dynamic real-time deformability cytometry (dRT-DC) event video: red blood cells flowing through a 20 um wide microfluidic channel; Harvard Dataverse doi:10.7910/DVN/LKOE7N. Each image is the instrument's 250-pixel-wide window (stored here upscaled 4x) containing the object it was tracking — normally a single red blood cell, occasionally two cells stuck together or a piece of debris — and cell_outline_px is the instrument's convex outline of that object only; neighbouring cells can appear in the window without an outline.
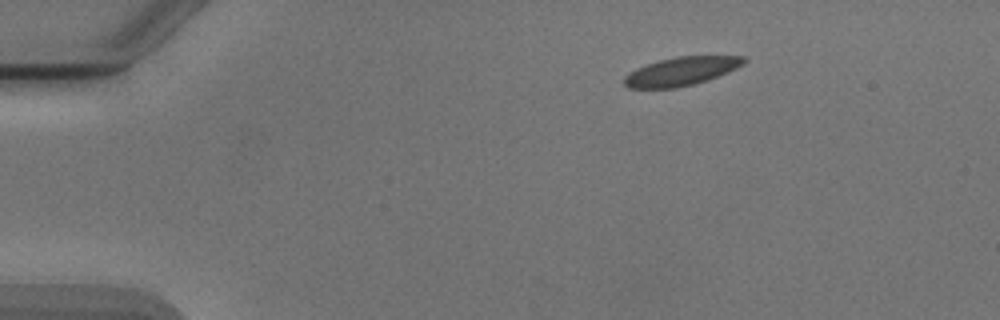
{"species": "Egyptian fruit bat (a non-hibernating species)", "species_latin": "Rousettus aegyptiacus", "temperature_condition": "cold", "stored_images_in_passage": 35, "camera_frame_rate_fps": 3000, "um_per_image_px": 0.085, "animal": {"sex": "male"}, "frame": {"image": 1, "passage_image": 1, "time_ms": 0.0, "image_size_px": [1000, 320], "cell_outline_px": [[748, 60], [744, 64], [728, 72], [708, 80], [676, 88], [628, 88], [624, 84], [624, 76], [628, 72], [636, 68], [660, 60], [676, 56], [744, 56]], "centroid_in_image_um": [57.91, 6.06], "position_along_channel_um": 27.1, "area_um2": 19.88}}
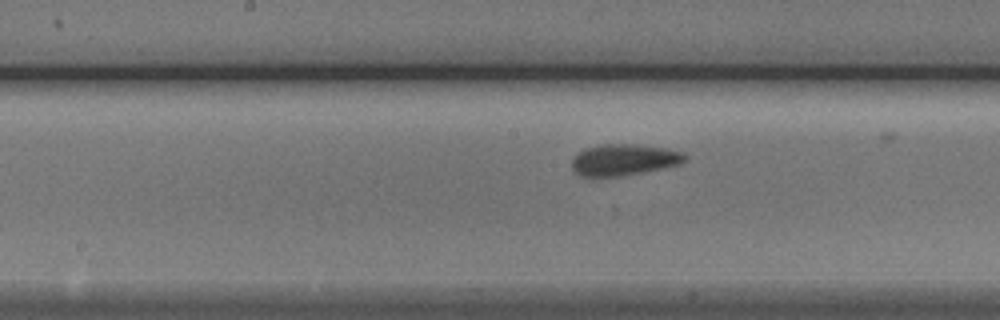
{"frame": {"image": 2, "passage_image": 20, "time_ms": 6.333, "image_size_px": [1000, 320], "cell_outline_px": [[688, 156], [680, 164], [620, 176], [592, 180], [580, 176], [572, 168], [572, 160], [580, 152], [588, 148], [600, 144], [636, 144], [664, 148], [684, 152]], "centroid_in_image_um": [52.98, 13.61], "position_along_channel_um": 195.2, "area_um2": 20.87}}
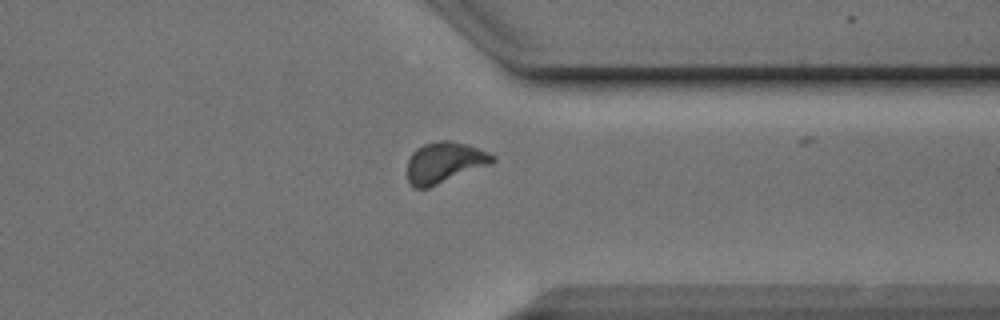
{"frame": {"image": 3, "passage_image": 34, "time_ms": 11.0, "image_size_px": [1000, 320], "cell_outline_px": [[496, 160], [492, 164], [428, 188], [416, 188], [408, 180], [408, 160], [412, 152], [416, 148], [424, 144], [440, 140], [448, 140], [468, 144], [488, 152], [496, 156]], "centroid_in_image_um": [37.81, 13.8], "position_along_channel_um": 373.6, "area_um2": 20.4}}